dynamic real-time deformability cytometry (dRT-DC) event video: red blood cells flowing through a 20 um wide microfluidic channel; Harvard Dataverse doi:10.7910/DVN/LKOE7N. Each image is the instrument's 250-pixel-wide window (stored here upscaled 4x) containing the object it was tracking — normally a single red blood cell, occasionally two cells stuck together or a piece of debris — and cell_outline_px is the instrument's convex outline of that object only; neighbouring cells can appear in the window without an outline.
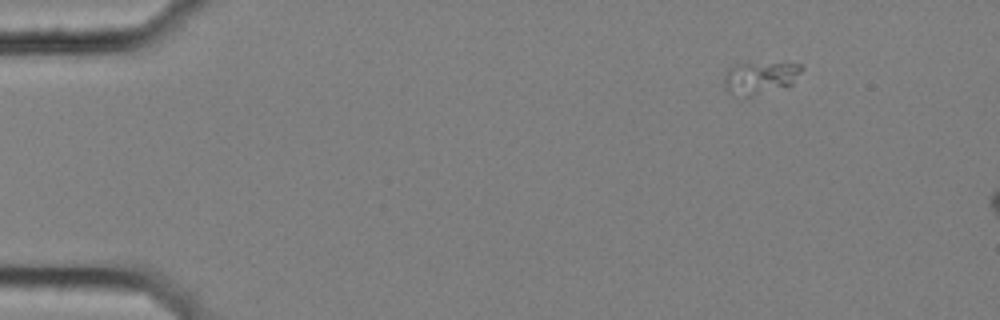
{"species": "common noctule bat (a hibernating species)", "species_latin": "Nyctalus noctula", "temperature_condition": "cold", "stored_images_in_passage": 11, "camera_frame_rate_fps": 3000, "um_per_image_px": 0.085, "animal": {"sex": "female", "body_mass_g": 25.1}, "frame": {"image": 1, "passage_image": 2, "time_ms": 0.333, "image_size_px": [1000, 320], "cell_outline_px": [[804, 68], [792, 84], [752, 96], [748, 96], [728, 92], [724, 88], [724, 76], [728, 68], [736, 64], [804, 64]], "centroid_in_image_um": [64.59, 6.61], "position_along_channel_um": 20.4, "area_um2": 14.22}}